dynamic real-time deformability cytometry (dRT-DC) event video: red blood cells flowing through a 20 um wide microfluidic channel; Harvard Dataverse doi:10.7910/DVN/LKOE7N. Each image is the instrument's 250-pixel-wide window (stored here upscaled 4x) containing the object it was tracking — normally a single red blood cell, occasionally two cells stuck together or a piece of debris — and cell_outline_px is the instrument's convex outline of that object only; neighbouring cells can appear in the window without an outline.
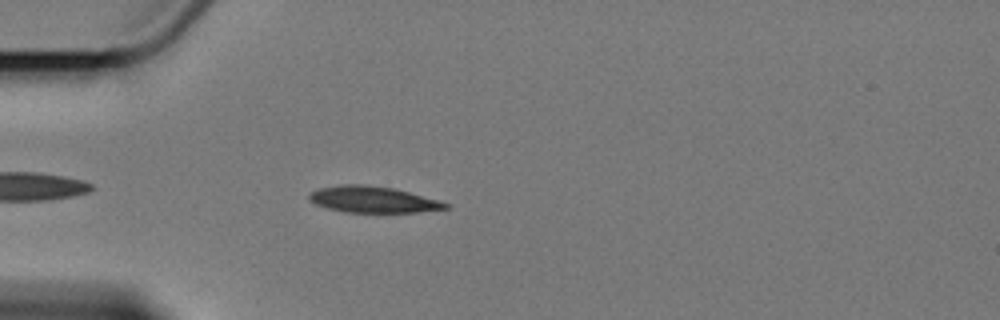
{"species": "Egyptian fruit bat (a non-hibernating species)", "species_latin": "Rousettus aegyptiacus", "temperature_condition": "cold", "stored_images_in_passage": 3, "camera_frame_rate_fps": 3000, "um_per_image_px": 0.085, "animal": {"sex": "female"}, "frame": {"image": 1, "passage_image": 3, "time_ms": 2.333, "image_size_px": [1000, 320], "cell_outline_px": [[452, 208], [420, 212], [344, 212], [328, 208], [316, 204], [308, 196], [312, 192], [320, 188], [340, 184], [364, 184], [392, 188], [440, 200], [452, 204]], "centroid_in_image_um": [31.78, 16.96], "position_along_channel_um": 53.2, "area_um2": 20.87}}